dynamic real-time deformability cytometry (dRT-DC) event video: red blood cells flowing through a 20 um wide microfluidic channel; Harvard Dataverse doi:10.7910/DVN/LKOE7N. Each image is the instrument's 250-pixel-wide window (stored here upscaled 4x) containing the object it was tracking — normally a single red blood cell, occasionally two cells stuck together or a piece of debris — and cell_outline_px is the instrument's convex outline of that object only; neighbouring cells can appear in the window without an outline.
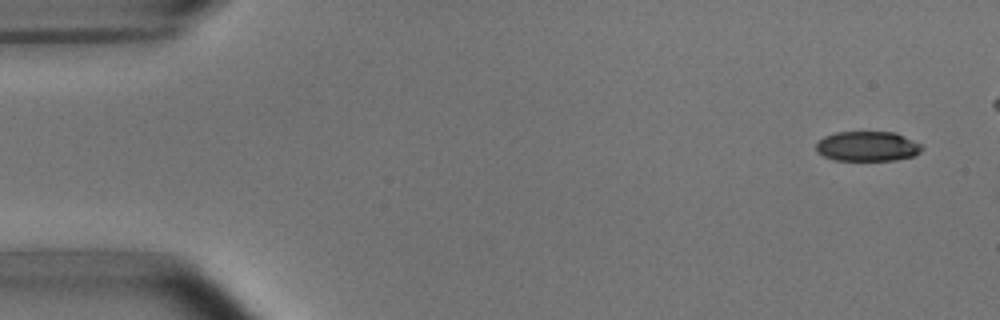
{"species": "common noctule bat (a hibernating species)", "species_latin": "Nyctalus noctula", "temperature_condition": "room temperature", "stored_images_in_passage": 9, "camera_frame_rate_fps": 3000, "um_per_image_px": 0.085, "animal": {"sex": "male", "body_mass_g": 15.6}, "frame": {"image": 1, "passage_image": 1, "time_ms": 0.0, "image_size_px": [1000, 320], "cell_outline_px": [[924, 148], [920, 152], [912, 156], [896, 160], [832, 160], [816, 152], [816, 144], [824, 136], [836, 132], [896, 132], [920, 144]], "centroid_in_image_um": [73.71, 12.43], "position_along_channel_um": 11.3, "area_um2": 18.44}}
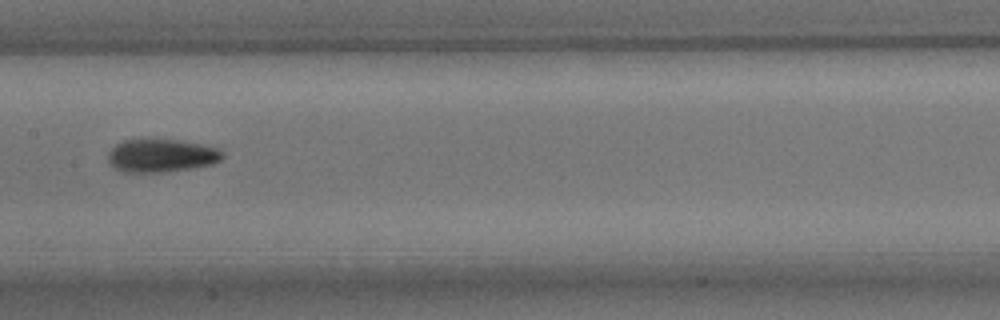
{"frame": {"image": 2, "passage_image": 7, "time_ms": 8.0, "image_size_px": [1000, 320], "cell_outline_px": [[224, 156], [220, 160], [212, 164], [192, 168], [160, 172], [120, 172], [108, 160], [108, 152], [116, 144], [124, 140], [148, 136], [180, 140], [200, 144], [216, 148], [224, 152]], "centroid_in_image_um": [13.68, 13.18], "position_along_channel_um": 193.7, "area_um2": 22.66}}
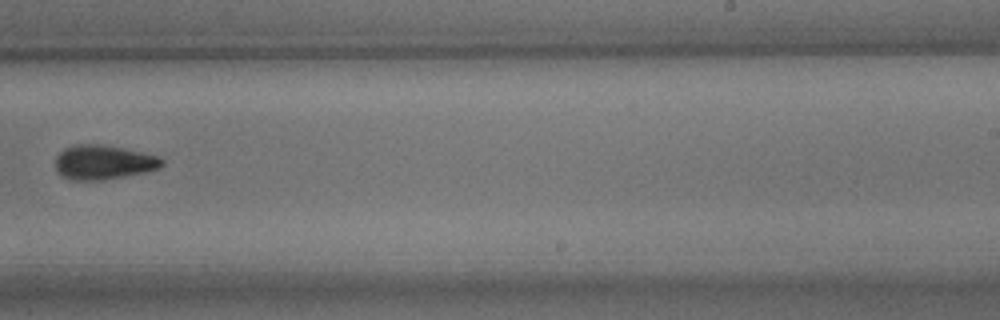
{"frame": {"image": 3, "passage_image": 9, "time_ms": 10.333, "image_size_px": [1000, 320], "cell_outline_px": [[164, 164], [160, 168], [148, 172], [100, 180], [72, 180], [60, 176], [56, 172], [56, 156], [64, 148], [76, 144], [100, 144], [160, 156], [164, 160]], "centroid_in_image_um": [8.79, 13.8], "position_along_channel_um": 280.2, "area_um2": 21.44}}